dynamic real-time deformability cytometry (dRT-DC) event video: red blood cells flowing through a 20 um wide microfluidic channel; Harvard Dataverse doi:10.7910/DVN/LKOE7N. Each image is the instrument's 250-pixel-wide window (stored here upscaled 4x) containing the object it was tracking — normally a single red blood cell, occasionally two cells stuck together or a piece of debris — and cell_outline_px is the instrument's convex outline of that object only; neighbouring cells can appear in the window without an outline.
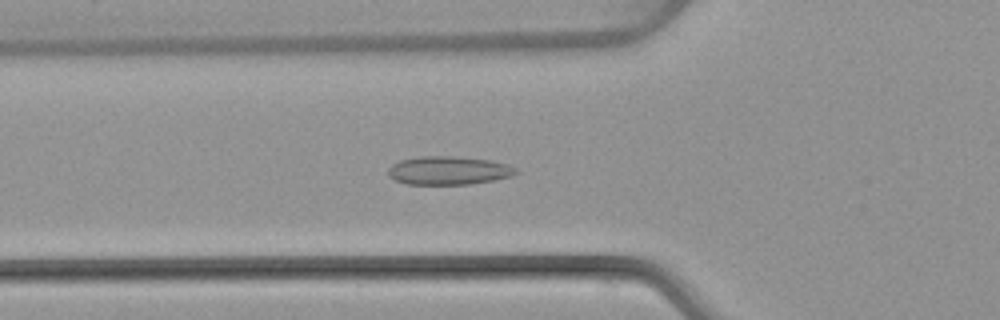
{"species": "common noctule bat (a hibernating species)", "species_latin": "Nyctalus noctula", "temperature_condition": "warm", "stored_images_in_passage": 42, "camera_frame_rate_fps": 3000, "um_per_image_px": 0.085, "animal": {"sex": "female", "body_mass_g": 22.7, "forearm_length_mm": 54.2}, "frame": {"image": 1, "passage_image": 10, "time_ms": 3.0, "image_size_px": [1000, 320], "cell_outline_px": [[516, 172], [512, 176], [496, 180], [472, 184], [408, 184], [396, 180], [388, 176], [388, 168], [392, 164], [400, 160], [420, 156], [452, 156], [492, 160], [508, 164], [516, 168]], "centroid_in_image_um": [38.14, 14.49], "position_along_channel_um": 87.7, "area_um2": 21.27}}
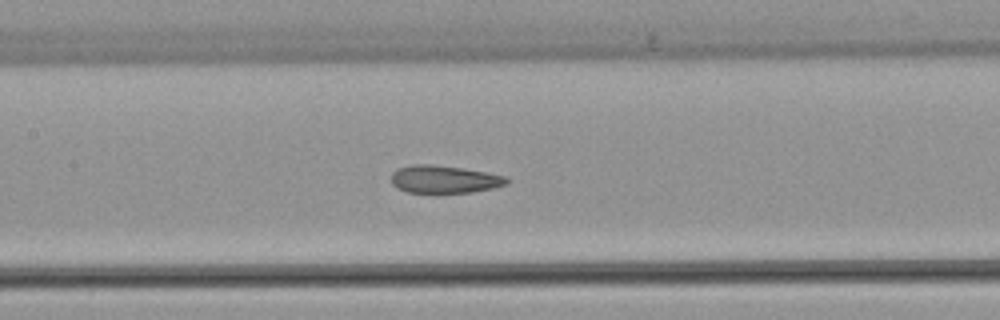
{"frame": {"image": 2, "passage_image": 16, "time_ms": 5.0, "image_size_px": [1000, 320], "cell_outline_px": [[508, 184], [492, 188], [472, 192], [408, 192], [396, 188], [392, 184], [392, 172], [396, 168], [412, 164], [432, 164], [460, 168], [508, 176]], "centroid_in_image_um": [37.74, 15.23], "position_along_channel_um": 169.7, "area_um2": 18.55}}
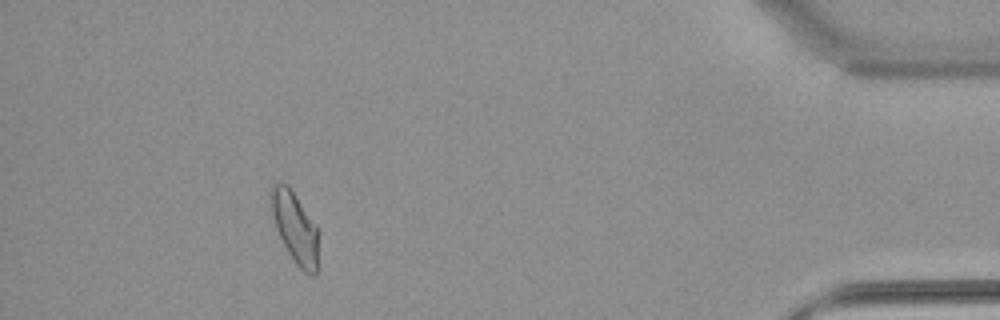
{"frame": {"image": 3, "passage_image": 38, "time_ms": 12.333, "image_size_px": [1000, 320], "cell_outline_px": [[316, 276], [312, 276], [304, 272], [296, 264], [288, 252], [276, 228], [268, 200], [268, 192], [272, 184], [280, 180], [288, 184], [316, 224]], "centroid_in_image_um": [25.0, 19.23], "position_along_channel_um": 410.2, "area_um2": 19.65}, "authors_computed_cell_mechanics": {"area_um2": 19.1318, "velocity_mm_per_s": 4.0671, "shape_relaxation_time_tau1_ms": null, "shape_relaxation_time_tau2_ms": 1.665, "deformation_change_tau1": null, "deformation_change_tau2": 0.076}}